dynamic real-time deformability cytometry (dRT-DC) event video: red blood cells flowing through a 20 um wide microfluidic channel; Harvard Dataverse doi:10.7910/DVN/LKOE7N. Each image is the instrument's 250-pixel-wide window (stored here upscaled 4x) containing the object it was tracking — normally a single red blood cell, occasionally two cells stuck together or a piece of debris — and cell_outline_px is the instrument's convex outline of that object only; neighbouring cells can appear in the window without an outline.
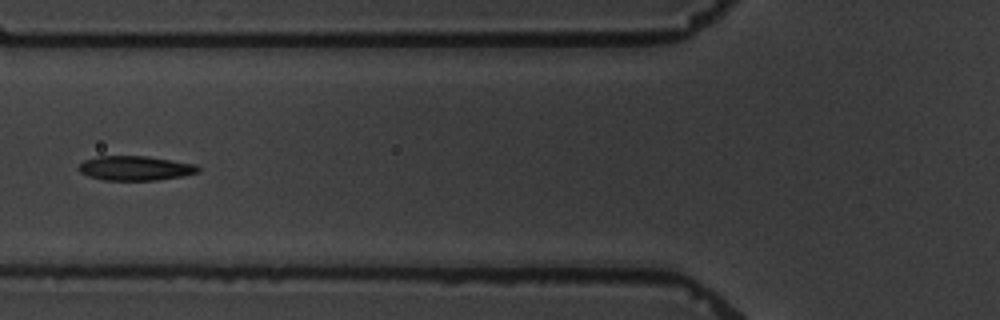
{"species": "common noctule bat (a hibernating species)", "species_latin": "Nyctalus noctula", "temperature_condition": "warm", "stored_images_in_passage": 12, "camera_frame_rate_fps": 3000, "um_per_image_px": 0.085, "animal": {"sex": "male", "body_mass_g": 19.5, "forearm_length_mm": 54.6}, "frame": {"image": 1, "passage_image": 6, "time_ms": 6.667, "image_size_px": [1000, 320], "cell_outline_px": [[200, 168], [196, 172], [180, 176], [156, 180], [104, 180], [88, 176], [80, 172], [76, 168], [84, 160], [96, 156], [148, 156], [196, 164]], "centroid_in_image_um": [11.44, 14.28], "position_along_channel_um": 114.4, "area_um2": 16.99}}
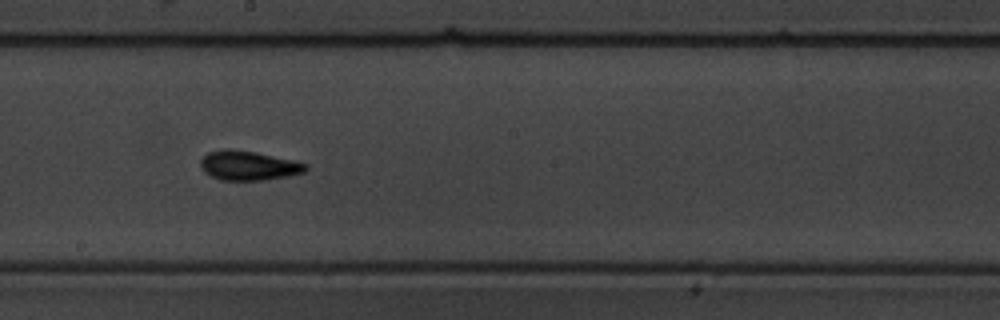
{"frame": {"image": 2, "passage_image": 9, "time_ms": 10.0, "image_size_px": [1000, 320], "cell_outline_px": [[308, 168], [304, 172], [288, 176], [264, 180], [220, 180], [204, 172], [200, 164], [200, 160], [208, 152], [224, 148], [228, 148], [256, 152], [292, 160], [308, 164]], "centroid_in_image_um": [21.11, 14.07], "position_along_channel_um": 227.1, "area_um2": 18.03}}
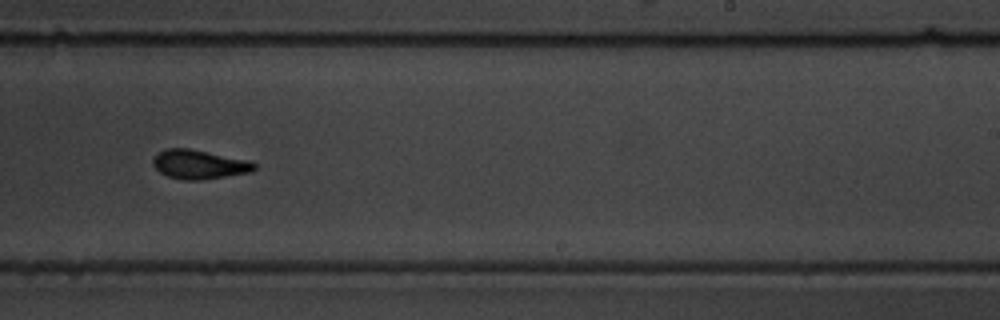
{"frame": {"image": 3, "passage_image": 10, "time_ms": 11.333, "image_size_px": [1000, 320], "cell_outline_px": [[256, 168], [252, 172], [200, 180], [184, 180], [168, 176], [160, 172], [152, 164], [152, 160], [156, 152], [164, 148], [188, 148], [248, 160], [256, 164]], "centroid_in_image_um": [16.89, 13.96], "position_along_channel_um": 272.1, "area_um2": 17.22}}